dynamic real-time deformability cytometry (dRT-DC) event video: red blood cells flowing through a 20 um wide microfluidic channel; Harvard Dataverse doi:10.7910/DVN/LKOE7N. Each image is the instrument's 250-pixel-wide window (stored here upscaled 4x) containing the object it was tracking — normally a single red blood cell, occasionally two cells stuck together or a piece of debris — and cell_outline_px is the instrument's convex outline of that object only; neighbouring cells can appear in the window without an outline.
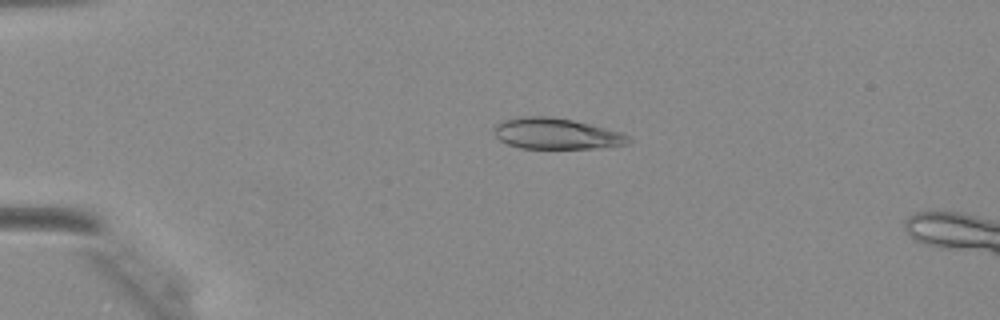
{"species": "Egyptian fruit bat (a non-hibernating species)", "species_latin": "Rousettus aegyptiacus", "temperature_condition": "warm", "stored_images_in_passage": 25, "camera_frame_rate_fps": 3000, "um_per_image_px": 0.085, "animal": {"sex": "female"}, "frame": {"image": 1, "passage_image": 5, "time_ms": 1.333, "image_size_px": [1000, 320], "cell_outline_px": [[632, 140], [628, 144], [592, 148], [520, 148], [508, 144], [500, 140], [496, 136], [492, 128], [496, 124], [504, 120], [520, 116], [548, 116], [572, 120], [620, 132], [628, 136]], "centroid_in_image_um": [47.24, 11.36], "position_along_channel_um": 37.8, "area_um2": 24.04}}
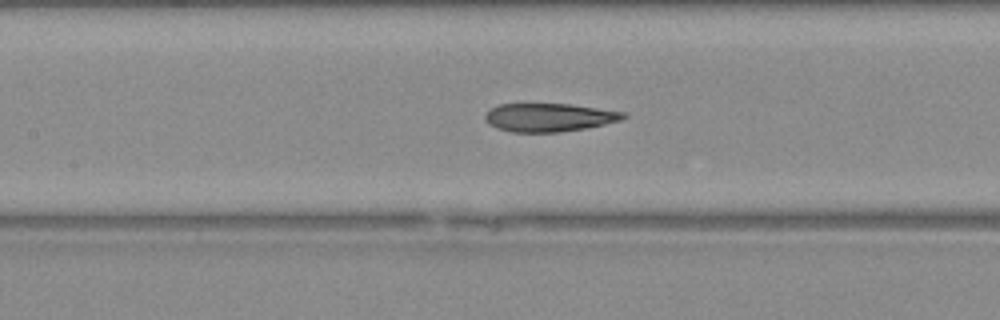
{"frame": {"image": 2, "passage_image": 16, "time_ms": 5.0, "image_size_px": [1000, 320], "cell_outline_px": [[628, 116], [620, 120], [604, 124], [584, 128], [560, 132], [512, 132], [496, 128], [488, 124], [484, 120], [484, 116], [492, 108], [500, 104], [568, 104], [624, 112]], "centroid_in_image_um": [46.63, 9.98], "position_along_channel_um": 160.8, "area_um2": 22.6}}
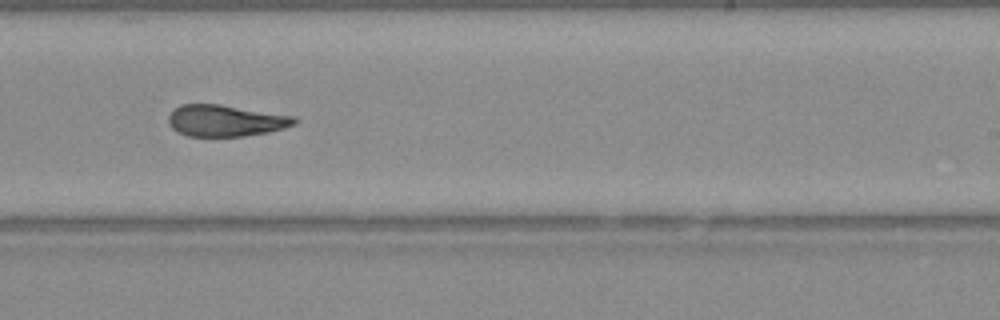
{"frame": {"image": 3, "passage_image": 23, "time_ms": 7.333, "image_size_px": [1000, 320], "cell_outline_px": [[300, 120], [296, 124], [284, 128], [268, 132], [244, 136], [188, 136], [176, 132], [168, 124], [168, 116], [180, 104], [220, 104], [296, 116]], "centroid_in_image_um": [19.2, 10.25], "position_along_channel_um": 269.8, "area_um2": 23.35}}